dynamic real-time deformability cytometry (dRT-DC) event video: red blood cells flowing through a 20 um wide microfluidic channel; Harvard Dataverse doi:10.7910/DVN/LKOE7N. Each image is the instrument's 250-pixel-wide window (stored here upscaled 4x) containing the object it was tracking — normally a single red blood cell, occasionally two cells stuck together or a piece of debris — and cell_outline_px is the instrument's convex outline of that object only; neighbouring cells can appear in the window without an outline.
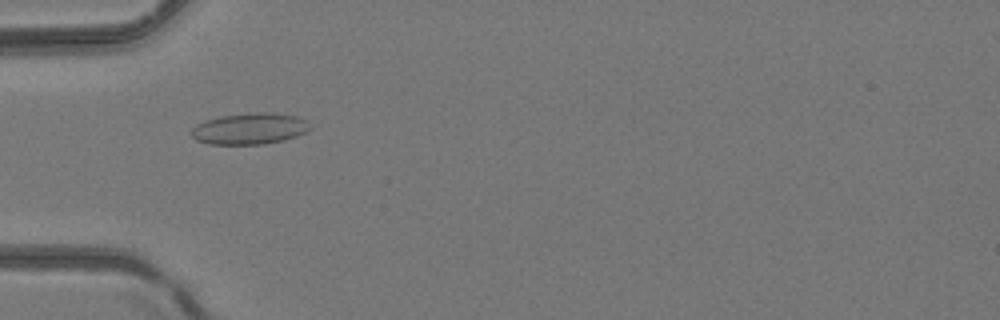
{"species": "common noctule bat (a hibernating species)", "species_latin": "Nyctalus noctula", "temperature_condition": "room temperature", "stored_images_in_passage": 2, "camera_frame_rate_fps": 3000, "um_per_image_px": 0.085, "animal": {"sex": "female", "body_mass_g": 24.6, "forearm_length_mm": 56.2}, "frame": {"image": 1, "passage_image": 1, "time_ms": 0.0, "image_size_px": [1000, 320], "cell_outline_px": [[312, 128], [308, 132], [284, 140], [264, 144], [208, 144], [196, 140], [192, 136], [192, 128], [196, 124], [204, 120], [220, 116], [256, 112], [268, 112], [296, 116], [308, 120]], "centroid_in_image_um": [21.25, 10.93], "position_along_channel_um": 63.7, "area_um2": 21.85}}
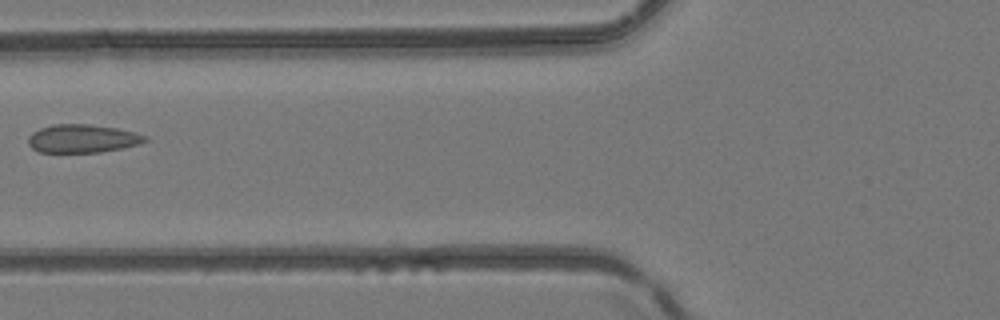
{"frame": {"image": 2, "passage_image": 2, "time_ms": 1.333, "image_size_px": [1000, 320], "cell_outline_px": [[148, 140], [140, 144], [100, 152], [40, 152], [32, 148], [28, 144], [28, 136], [32, 132], [40, 128], [52, 124], [88, 124], [116, 128], [136, 132], [148, 136]], "centroid_in_image_um": [7.01, 11.77], "position_along_channel_um": 118.8, "area_um2": 19.31}}